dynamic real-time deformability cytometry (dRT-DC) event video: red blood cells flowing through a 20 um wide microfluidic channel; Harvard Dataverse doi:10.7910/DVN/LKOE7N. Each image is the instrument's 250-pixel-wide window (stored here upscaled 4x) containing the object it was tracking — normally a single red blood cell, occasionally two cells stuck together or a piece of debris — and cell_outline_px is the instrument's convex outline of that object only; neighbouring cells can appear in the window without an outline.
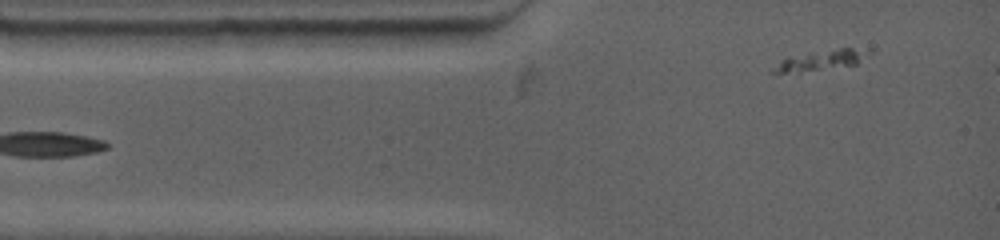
{"species": "common noctule bat (a hibernating species)", "species_latin": "Nyctalus noctula", "temperature_condition": "warm", "stored_images_in_passage": 47, "camera_frame_rate_fps": 4500, "um_per_image_px": 0.085, "animal": {"sex": "female", "body_mass_g": 19.0, "forearm_length_mm": 53.3}, "frame": {"image": 1, "passage_image": 4, "time_ms": 0.889, "image_size_px": [1000, 240], "cell_outline_px": [[872, 52], [856, 64], [788, 72], [768, 72], [780, 60], [788, 56], [812, 52], [840, 48], [852, 48]], "centroid_in_image_um": [69.72, 5.09], "position_along_channel_um": 15.3, "area_um2": 10.58}}
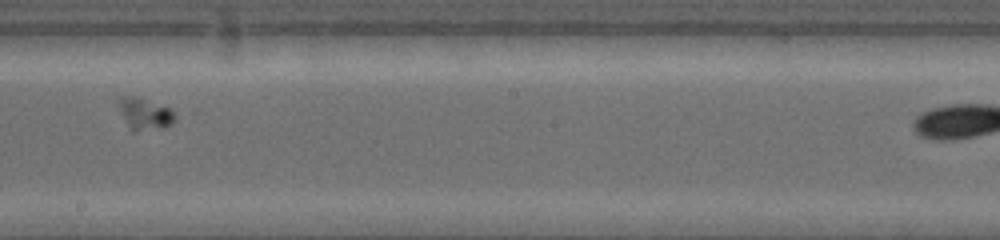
{"frame": {"image": 2, "passage_image": 33, "time_ms": 7.556, "image_size_px": [1000, 240], "cell_outline_px": [[176, 120], [172, 124], [164, 128], [132, 132], [116, 100], [124, 96], [136, 96], [172, 108], [176, 116]], "centroid_in_image_um": [12.37, 9.68], "position_along_channel_um": 235.8, "area_um2": 10.52}}